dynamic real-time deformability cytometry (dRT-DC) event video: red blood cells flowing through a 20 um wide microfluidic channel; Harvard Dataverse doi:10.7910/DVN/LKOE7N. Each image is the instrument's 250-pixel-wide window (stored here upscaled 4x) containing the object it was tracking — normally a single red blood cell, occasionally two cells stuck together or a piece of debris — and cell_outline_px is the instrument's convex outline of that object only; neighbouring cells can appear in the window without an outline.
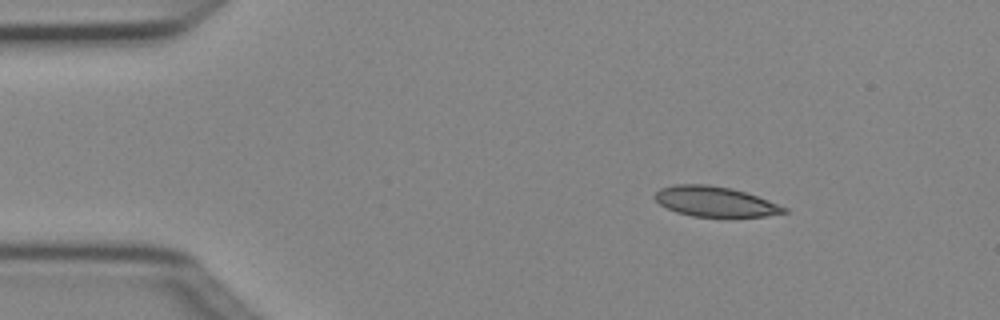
{"species": "Egyptian fruit bat (a non-hibernating species)", "species_latin": "Rousettus aegyptiacus", "temperature_condition": "cold", "stored_images_in_passage": 3, "camera_frame_rate_fps": 3000, "um_per_image_px": 0.085, "animal": {"sex": "female"}, "frame": {"image": 1, "passage_image": 1, "time_ms": 0.0, "image_size_px": [1000, 320], "cell_outline_px": [[788, 212], [764, 216], [692, 216], [676, 212], [660, 204], [652, 196], [660, 188], [676, 184], [708, 184], [732, 188], [768, 200], [788, 208]], "centroid_in_image_um": [60.75, 17.12], "position_along_channel_um": 24.2, "area_um2": 22.48}}
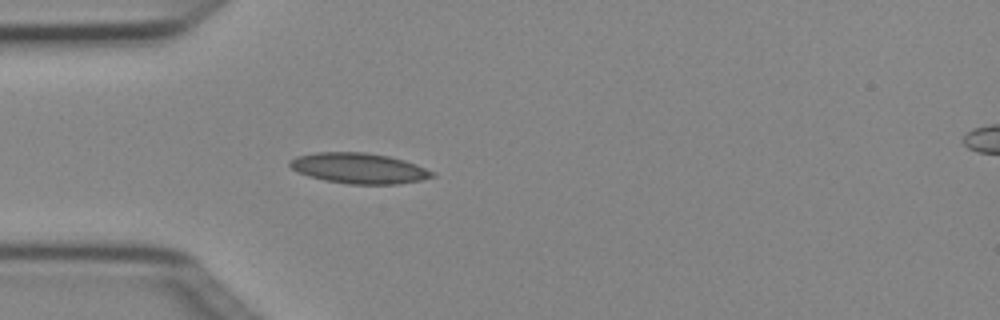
{"frame": {"image": 2, "passage_image": 3, "time_ms": 0.667, "image_size_px": [1000, 320], "cell_outline_px": [[436, 176], [420, 180], [396, 184], [348, 184], [324, 180], [308, 176], [296, 172], [288, 164], [288, 160], [296, 156], [316, 152], [364, 152], [388, 156], [404, 160], [416, 164], [436, 172]], "centroid_in_image_um": [30.49, 14.3], "position_along_channel_um": 54.5, "area_um2": 25.49}}